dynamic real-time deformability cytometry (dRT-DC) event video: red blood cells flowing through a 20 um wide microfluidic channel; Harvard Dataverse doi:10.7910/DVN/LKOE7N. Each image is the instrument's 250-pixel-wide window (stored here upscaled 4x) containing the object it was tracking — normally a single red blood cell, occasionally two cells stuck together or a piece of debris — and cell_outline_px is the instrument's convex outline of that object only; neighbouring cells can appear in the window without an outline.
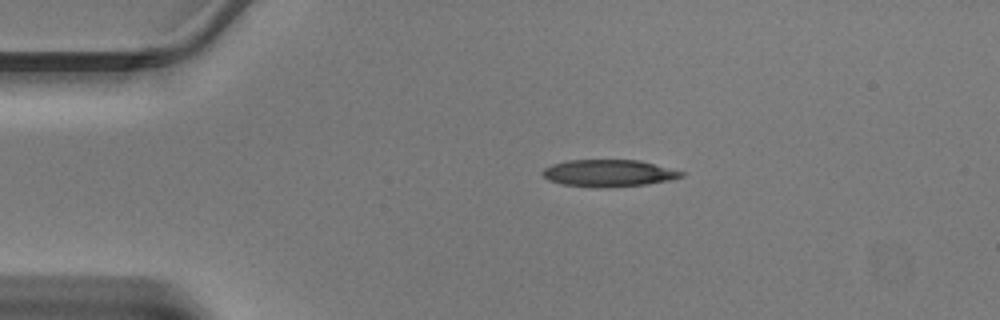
{"species": "Egyptian fruit bat (a non-hibernating species)", "species_latin": "Rousettus aegyptiacus", "temperature_condition": "warm", "stored_images_in_passage": 37, "camera_frame_rate_fps": 3000, "um_per_image_px": 0.085, "animal": {"sex": "male"}, "frame": {"image": 1, "passage_image": 1, "time_ms": 0.0, "image_size_px": [1000, 320], "cell_outline_px": [[684, 176], [668, 180], [644, 184], [612, 188], [596, 188], [560, 184], [548, 180], [540, 172], [544, 168], [552, 164], [568, 160], [640, 160], [684, 172]], "centroid_in_image_um": [51.68, 14.72], "position_along_channel_um": 33.3, "area_um2": 21.96}}
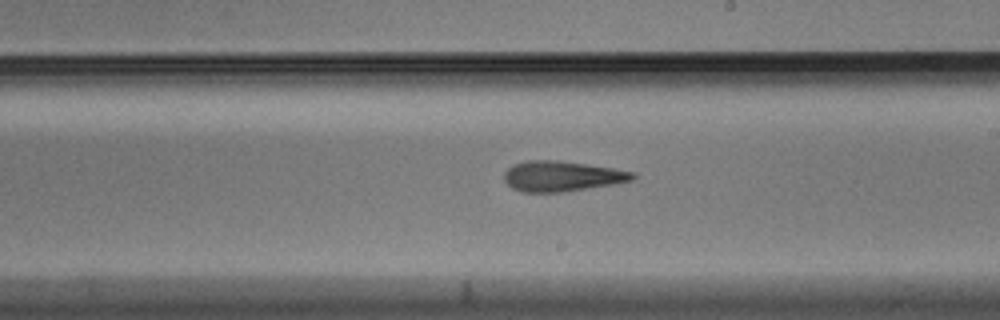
{"frame": {"image": 2, "passage_image": 18, "time_ms": 5.667, "image_size_px": [1000, 320], "cell_outline_px": [[636, 176], [632, 180], [616, 184], [564, 192], [520, 192], [512, 188], [504, 180], [504, 172], [512, 164], [528, 160], [556, 160], [612, 168], [636, 172]], "centroid_in_image_um": [47.75, 14.98], "position_along_channel_um": 241.3, "area_um2": 22.83}}
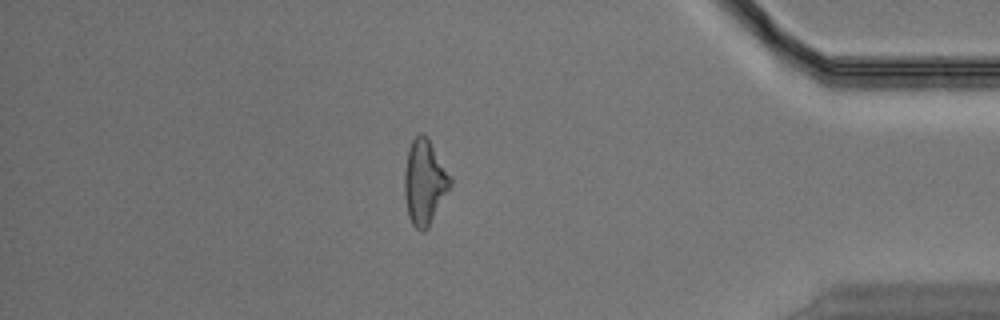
{"frame": {"image": 3, "passage_image": 31, "time_ms": 10.0, "image_size_px": [1000, 320], "cell_outline_px": [[452, 184], [428, 228], [424, 232], [420, 232], [412, 224], [408, 216], [404, 196], [404, 172], [408, 152], [412, 140], [420, 132], [428, 136], [452, 176]], "centroid_in_image_um": [36.1, 15.47], "position_along_channel_um": 399.1, "area_um2": 23.0}}